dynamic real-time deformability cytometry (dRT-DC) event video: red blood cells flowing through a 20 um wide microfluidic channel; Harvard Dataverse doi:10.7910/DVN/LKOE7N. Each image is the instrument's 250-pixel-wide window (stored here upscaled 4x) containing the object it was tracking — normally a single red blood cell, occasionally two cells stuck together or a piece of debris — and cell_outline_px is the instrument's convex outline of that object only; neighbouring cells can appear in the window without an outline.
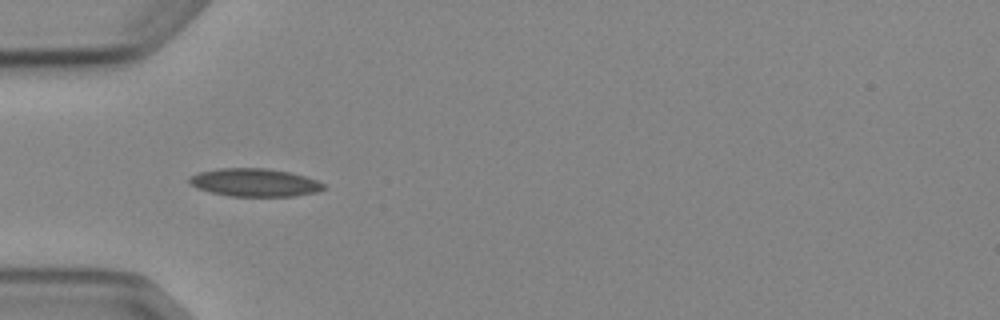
{"species": "Egyptian fruit bat (a non-hibernating species)", "species_latin": "Rousettus aegyptiacus", "temperature_condition": "cold", "stored_images_in_passage": 6, "camera_frame_rate_fps": 3000, "um_per_image_px": 0.085, "animal": {"sex": "female"}, "frame": {"image": 1, "passage_image": 5, "time_ms": 4.667, "image_size_px": [1000, 320], "cell_outline_px": [[328, 188], [316, 192], [296, 196], [228, 196], [196, 188], [188, 184], [188, 176], [196, 172], [220, 168], [268, 168], [288, 172], [304, 176], [316, 180], [324, 184]], "centroid_in_image_um": [21.6, 15.51], "position_along_channel_um": 63.4, "area_um2": 22.14}}
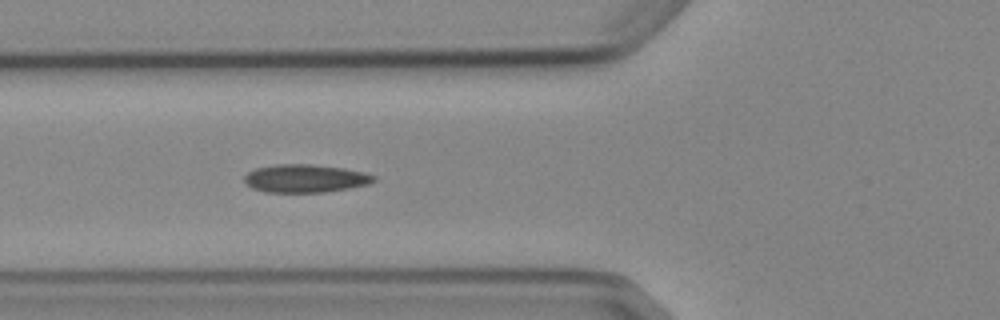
{"frame": {"image": 2, "passage_image": 6, "time_ms": 5.667, "image_size_px": [1000, 320], "cell_outline_px": [[376, 180], [368, 184], [348, 188], [324, 192], [264, 192], [252, 188], [244, 180], [244, 176], [248, 172], [256, 168], [276, 164], [312, 164], [344, 168], [364, 172], [376, 176]], "centroid_in_image_um": [25.95, 15.16], "position_along_channel_um": 99.9, "area_um2": 21.15}}